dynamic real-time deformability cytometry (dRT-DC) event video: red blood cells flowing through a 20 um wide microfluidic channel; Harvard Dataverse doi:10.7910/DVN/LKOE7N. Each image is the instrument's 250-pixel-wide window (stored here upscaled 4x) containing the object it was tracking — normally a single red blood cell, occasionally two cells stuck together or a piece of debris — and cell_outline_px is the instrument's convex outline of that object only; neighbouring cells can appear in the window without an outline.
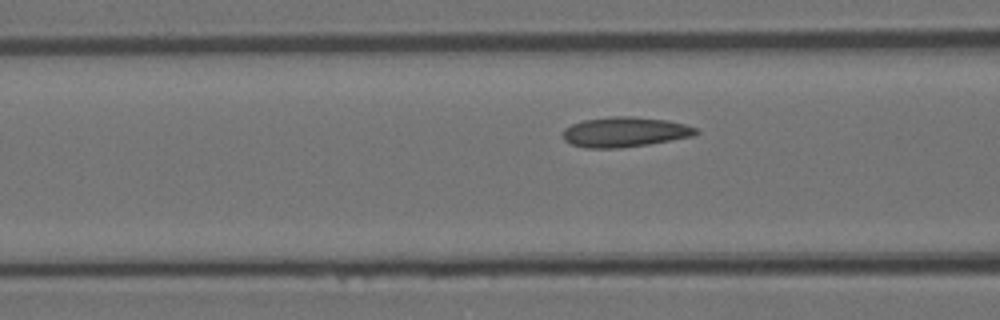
{"species": "Egyptian fruit bat (a non-hibernating species)", "species_latin": "Rousettus aegyptiacus", "temperature_condition": "room temperature", "stored_images_in_passage": 4, "camera_frame_rate_fps": 3000, "um_per_image_px": 0.085, "animal": {"sex": "female"}, "frame": {"image": 1, "passage_image": 4, "time_ms": 1.0, "image_size_px": [1000, 320], "cell_outline_px": [[700, 132], [692, 136], [648, 144], [620, 148], [584, 148], [572, 144], [564, 140], [564, 128], [572, 124], [584, 120], [612, 116], [632, 116], [668, 120], [684, 124], [696, 128]], "centroid_in_image_um": [53.1, 11.22], "position_along_channel_um": 113.5, "area_um2": 23.18}}